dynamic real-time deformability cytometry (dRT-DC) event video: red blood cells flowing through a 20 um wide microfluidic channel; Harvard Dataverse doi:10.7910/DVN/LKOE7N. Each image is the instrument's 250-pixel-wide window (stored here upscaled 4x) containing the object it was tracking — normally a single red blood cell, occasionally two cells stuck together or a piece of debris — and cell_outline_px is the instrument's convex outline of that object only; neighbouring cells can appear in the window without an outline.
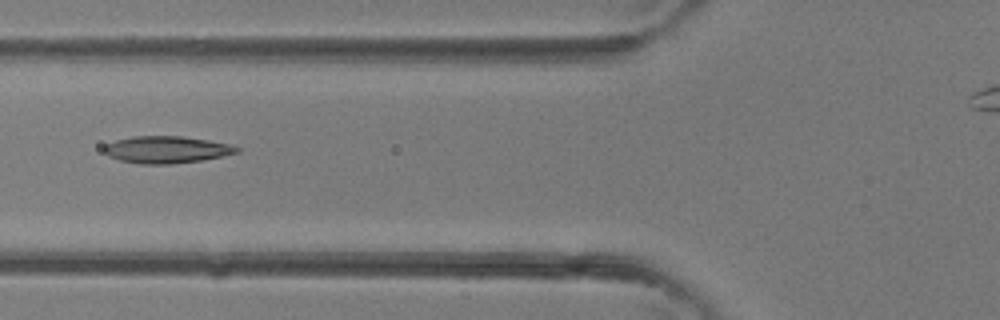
{"species": "common noctule bat (a hibernating species)", "species_latin": "Nyctalus noctula", "temperature_condition": "room temperature", "stored_images_in_passage": 2, "camera_frame_rate_fps": 3000, "um_per_image_px": 0.085, "animal": {"sex": "female"}, "frame": {"image": 1, "passage_image": 2, "time_ms": 0.333, "image_size_px": [1000, 320], "cell_outline_px": [[240, 152], [200, 160], [168, 164], [140, 164], [120, 160], [108, 156], [104, 152], [104, 144], [116, 140], [132, 136], [184, 136], [208, 140], [228, 144], [240, 148]], "centroid_in_image_um": [14.11, 12.71], "position_along_channel_um": 111.7, "area_um2": 20.81}}